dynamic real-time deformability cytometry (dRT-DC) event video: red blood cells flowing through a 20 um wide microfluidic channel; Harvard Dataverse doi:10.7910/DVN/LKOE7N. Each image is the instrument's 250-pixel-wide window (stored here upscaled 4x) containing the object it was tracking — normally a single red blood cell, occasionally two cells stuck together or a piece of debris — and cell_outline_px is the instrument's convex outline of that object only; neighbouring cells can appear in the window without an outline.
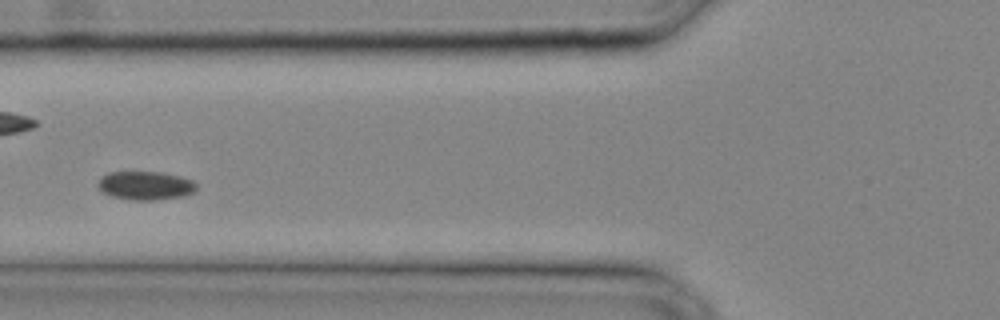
{"species": "common noctule bat (a hibernating species)", "species_latin": "Nyctalus noctula", "temperature_condition": "cold", "stored_images_in_passage": 29, "camera_frame_rate_fps": 3000, "um_per_image_px": 0.085, "animal": {"sex": "male", "body_mass_g": 20.4}, "frame": {"image": 1, "passage_image": 9, "time_ms": 2.667, "image_size_px": [1000, 320], "cell_outline_px": [[196, 188], [192, 192], [184, 196], [156, 200], [132, 200], [112, 196], [104, 192], [96, 184], [100, 176], [108, 172], [164, 172], [180, 176], [192, 180], [196, 184]], "centroid_in_image_um": [12.35, 15.76], "position_along_channel_um": 113.5, "area_um2": 16.47}}